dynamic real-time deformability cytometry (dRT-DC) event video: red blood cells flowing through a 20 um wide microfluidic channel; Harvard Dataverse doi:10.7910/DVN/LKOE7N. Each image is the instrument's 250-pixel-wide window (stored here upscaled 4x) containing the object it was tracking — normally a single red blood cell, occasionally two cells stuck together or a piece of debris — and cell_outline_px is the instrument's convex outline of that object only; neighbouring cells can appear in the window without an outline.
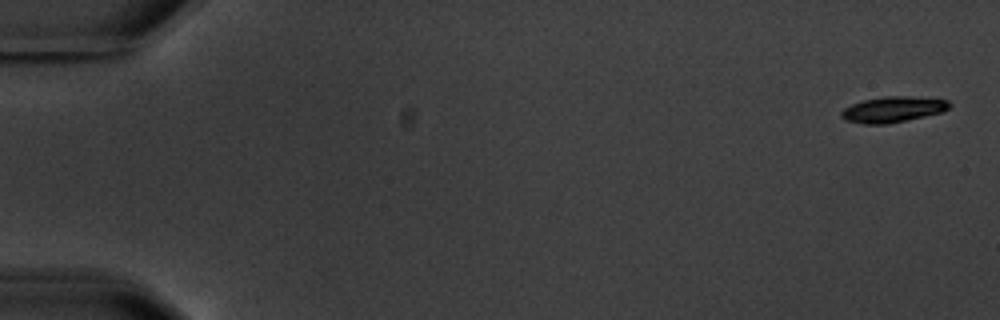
{"species": "common noctule bat (a hibernating species)", "species_latin": "Nyctalus noctula", "temperature_condition": "warm", "stored_images_in_passage": 6, "camera_frame_rate_fps": 3000, "um_per_image_px": 0.085, "animal": {"sex": "male", "body_mass_g": 20.1, "forearm_length_mm": 53.5}, "frame": {"image": 1, "passage_image": 1, "time_ms": 0.0, "image_size_px": [1000, 320], "cell_outline_px": [[952, 104], [948, 108], [940, 112], [924, 116], [888, 124], [864, 124], [844, 120], [840, 116], [840, 112], [844, 108], [852, 104], [864, 100], [884, 96], [912, 96], [948, 100]], "centroid_in_image_um": [75.86, 9.3], "position_along_channel_um": 9.1, "area_um2": 16.18}}